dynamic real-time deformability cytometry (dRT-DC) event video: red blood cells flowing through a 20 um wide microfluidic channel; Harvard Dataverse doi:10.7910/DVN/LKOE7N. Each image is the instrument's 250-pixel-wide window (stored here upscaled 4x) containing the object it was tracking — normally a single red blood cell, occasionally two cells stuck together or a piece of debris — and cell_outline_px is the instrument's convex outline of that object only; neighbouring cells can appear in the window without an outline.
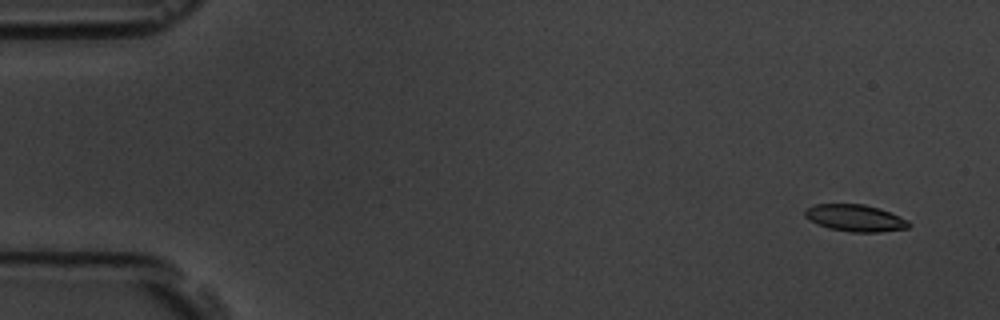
{"species": "common noctule bat (a hibernating species)", "species_latin": "Nyctalus noctula", "temperature_condition": "room temperature", "stored_images_in_passage": 6, "camera_frame_rate_fps": 3000, "um_per_image_px": 0.085, "animal": {"sex": "male", "body_mass_g": 19.5, "forearm_length_mm": 54.6}, "frame": {"image": 1, "passage_image": 2, "time_ms": 1.0, "image_size_px": [1000, 320], "cell_outline_px": [[912, 224], [908, 228], [880, 232], [848, 232], [828, 228], [816, 224], [804, 216], [804, 208], [816, 204], [864, 204], [880, 208], [900, 216], [908, 220]], "centroid_in_image_um": [72.69, 18.53], "position_along_channel_um": 12.3, "area_um2": 16.53}}
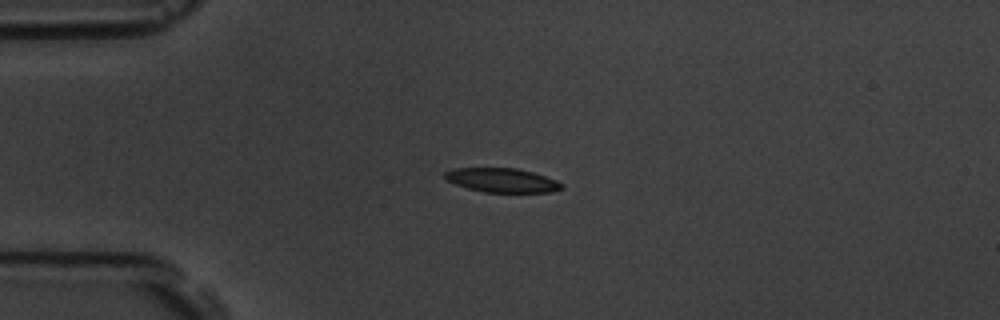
{"frame": {"image": 2, "passage_image": 5, "time_ms": 4.667, "image_size_px": [1000, 320], "cell_outline_px": [[564, 188], [552, 192], [484, 192], [468, 188], [444, 180], [444, 172], [456, 168], [516, 168], [532, 172], [556, 180], [564, 184]], "centroid_in_image_um": [42.67, 15.32], "position_along_channel_um": 42.3, "area_um2": 16.42}}